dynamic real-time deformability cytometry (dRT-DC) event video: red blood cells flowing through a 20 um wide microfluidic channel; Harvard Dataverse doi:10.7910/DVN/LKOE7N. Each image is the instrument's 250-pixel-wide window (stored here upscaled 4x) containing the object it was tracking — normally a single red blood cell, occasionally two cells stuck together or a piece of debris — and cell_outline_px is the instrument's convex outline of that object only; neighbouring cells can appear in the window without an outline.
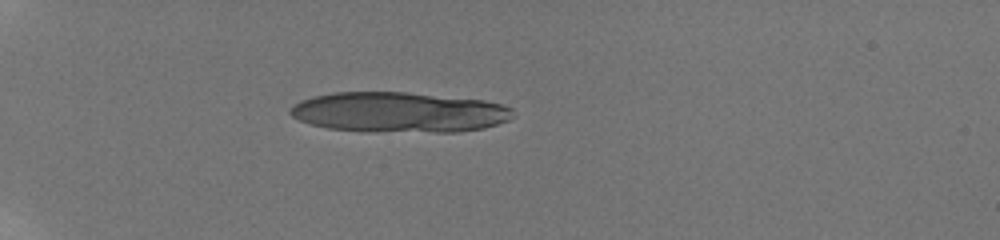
{"species": "human", "species_latin": "Homo sapiens", "temperature_condition": "room temperature", "stored_images_in_passage": 15, "camera_frame_rate_fps": 3000, "um_per_image_px": 0.085, "donor": {"sex": "male"}, "frame": {"image": 1, "passage_image": 9, "time_ms": 2.667, "image_size_px": [1000, 240], "cell_outline_px": [[516, 116], [508, 120], [484, 128], [456, 132], [436, 132], [328, 128], [312, 124], [300, 120], [292, 116], [288, 112], [292, 104], [300, 100], [312, 96], [332, 92], [404, 92], [484, 100], [500, 104], [512, 108]], "centroid_in_image_um": [33.93, 9.52], "position_along_channel_um": 51.1, "area_um2": 51.73}}